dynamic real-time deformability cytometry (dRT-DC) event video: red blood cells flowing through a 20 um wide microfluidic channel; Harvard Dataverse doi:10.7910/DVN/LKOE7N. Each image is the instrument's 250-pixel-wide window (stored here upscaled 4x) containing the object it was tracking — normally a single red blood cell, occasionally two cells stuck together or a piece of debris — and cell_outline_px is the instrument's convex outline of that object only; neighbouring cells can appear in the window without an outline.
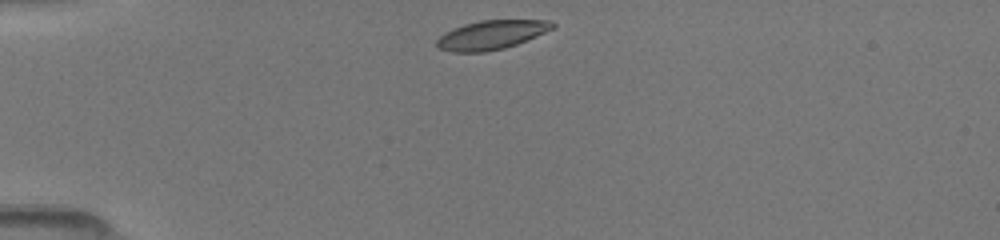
{"species": "common noctule bat (a hibernating species)", "species_latin": "Nyctalus noctula", "temperature_condition": "room temperature", "stored_images_in_passage": 60, "camera_frame_rate_fps": 3000, "um_per_image_px": 0.085, "animal": {"sex": "female", "body_mass_g": 19.5, "forearm_length_mm": 54.1}, "frame": {"image": 1, "passage_image": 1, "time_ms": 0.0, "image_size_px": [1000, 240], "cell_outline_px": [[556, 24], [552, 28], [536, 36], [516, 44], [504, 48], [484, 52], [452, 52], [436, 48], [436, 40], [444, 32], [452, 28], [464, 24], [480, 20], [552, 20]], "centroid_in_image_um": [41.72, 2.96], "position_along_channel_um": 43.3, "area_um2": 19.59}}
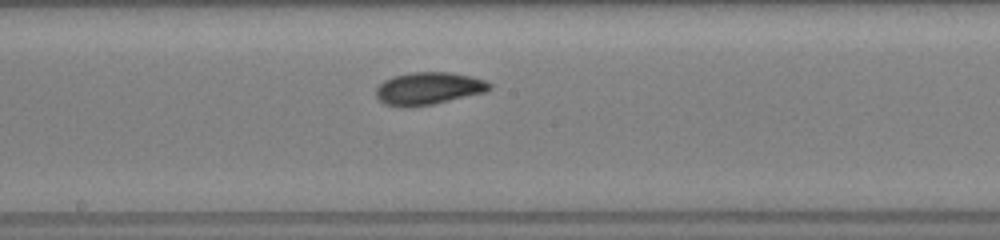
{"frame": {"image": 2, "passage_image": 19, "time_ms": 5.0, "image_size_px": [1000, 240], "cell_outline_px": [[492, 88], [484, 92], [432, 104], [384, 104], [376, 96], [376, 88], [384, 80], [392, 76], [412, 72], [448, 72], [472, 76], [484, 80], [492, 84]], "centroid_in_image_um": [36.46, 7.46], "position_along_channel_um": 211.7, "area_um2": 20.75}}
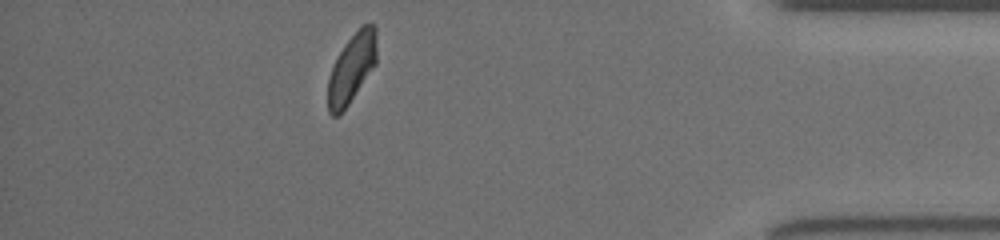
{"frame": {"image": 3, "passage_image": 51, "time_ms": 10.667, "image_size_px": [1000, 240], "cell_outline_px": [[376, 64], [348, 104], [336, 116], [332, 116], [328, 112], [328, 80], [332, 68], [344, 44], [360, 24], [376, 24]], "centroid_in_image_um": [29.91, 5.74], "position_along_channel_um": 405.3, "area_um2": 19.48}}